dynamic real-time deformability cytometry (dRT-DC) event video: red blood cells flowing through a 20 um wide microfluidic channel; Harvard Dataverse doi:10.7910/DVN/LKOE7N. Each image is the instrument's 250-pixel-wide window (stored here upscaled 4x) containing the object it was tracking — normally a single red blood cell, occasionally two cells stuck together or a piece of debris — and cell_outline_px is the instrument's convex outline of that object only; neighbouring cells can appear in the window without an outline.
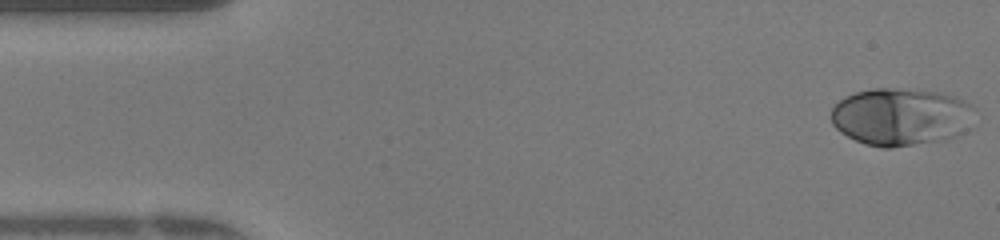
{"species": "human", "species_latin": "Homo sapiens", "temperature_condition": "warm", "stored_images_in_passage": 47, "camera_frame_rate_fps": 3000, "um_per_image_px": 0.085, "donor": {"sex": "female"}, "frame": {"image": 1, "passage_image": 1, "time_ms": 0.0, "image_size_px": [1000, 240], "cell_outline_px": [[976, 108], [968, 128], [964, 132], [956, 136], [944, 140], [892, 148], [880, 148], [864, 144], [840, 132], [832, 124], [832, 108], [844, 96], [856, 92], [872, 88], [896, 88], [940, 92], [956, 96], [972, 104]], "centroid_in_image_um": [76.6, 9.92], "position_along_channel_um": 8.4, "area_um2": 48.67}}
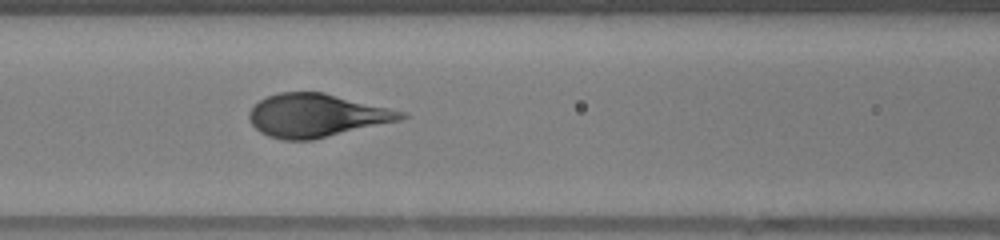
{"frame": {"image": 2, "passage_image": 19, "time_ms": 6.0, "image_size_px": [1000, 240], "cell_outline_px": [[408, 116], [400, 120], [312, 140], [280, 140], [268, 136], [260, 132], [252, 124], [248, 116], [248, 112], [260, 100], [268, 96], [280, 92], [320, 92], [404, 112]], "centroid_in_image_um": [26.84, 9.83], "position_along_channel_um": 139.8, "area_um2": 37.63}}
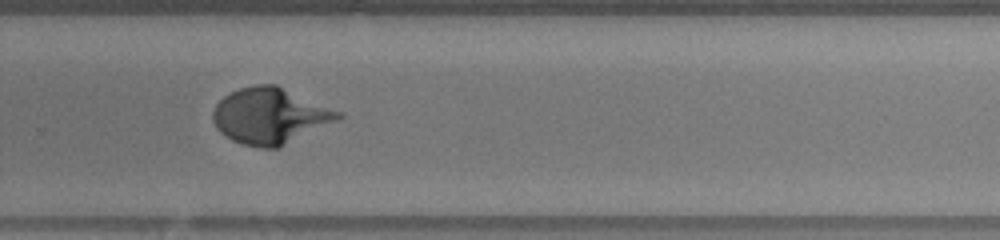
{"frame": {"image": 3, "passage_image": 31, "time_ms": 10.0, "image_size_px": [1000, 240], "cell_outline_px": [[344, 116], [280, 148], [260, 148], [244, 144], [232, 140], [224, 136], [216, 128], [212, 120], [212, 112], [216, 104], [224, 96], [240, 88], [256, 84], [276, 84], [344, 112]], "centroid_in_image_um": [22.96, 9.85], "position_along_channel_um": 306.8, "area_um2": 41.04}}